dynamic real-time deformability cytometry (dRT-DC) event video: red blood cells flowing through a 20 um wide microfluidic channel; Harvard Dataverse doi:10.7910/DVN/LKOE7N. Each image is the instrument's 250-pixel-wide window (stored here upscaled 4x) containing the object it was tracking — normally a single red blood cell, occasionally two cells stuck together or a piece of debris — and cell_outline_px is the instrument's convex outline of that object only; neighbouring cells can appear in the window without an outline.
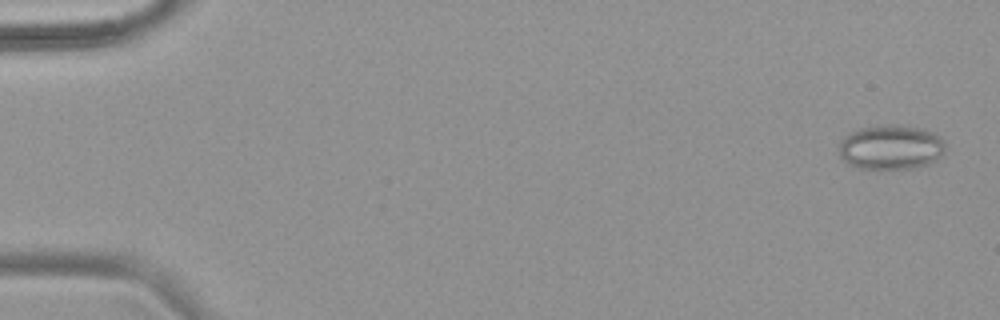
{"species": "common noctule bat (a hibernating species)", "species_latin": "Nyctalus noctula", "temperature_condition": "warm", "stored_images_in_passage": 54, "camera_frame_rate_fps": 3000, "um_per_image_px": 0.085, "animal": {"sex": "female", "body_mass_g": 18.4}, "frame": {"image": 1, "passage_image": 2, "time_ms": 0.333, "image_size_px": [1000, 320], "cell_outline_px": [[944, 156], [928, 164], [912, 168], [856, 168], [848, 164], [840, 156], [840, 140], [848, 132], [860, 128], [880, 124], [900, 124], [924, 128], [932, 132], [944, 140]], "centroid_in_image_um": [75.73, 12.49], "position_along_channel_um": 9.3, "area_um2": 28.09}}
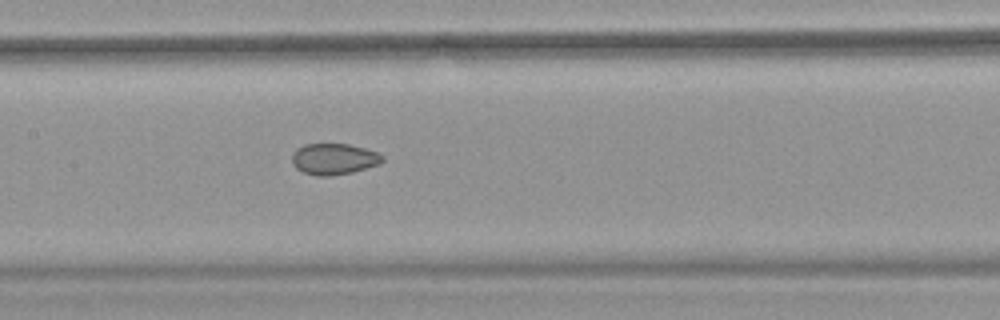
{"frame": {"image": 2, "passage_image": 27, "time_ms": 8.667, "image_size_px": [1000, 320], "cell_outline_px": [[384, 160], [380, 164], [352, 172], [332, 176], [316, 176], [304, 172], [296, 168], [292, 164], [292, 152], [296, 148], [304, 144], [348, 144], [364, 148], [376, 152], [384, 156]], "centroid_in_image_um": [28.36, 13.51], "position_along_channel_um": 179.0, "area_um2": 16.53}}
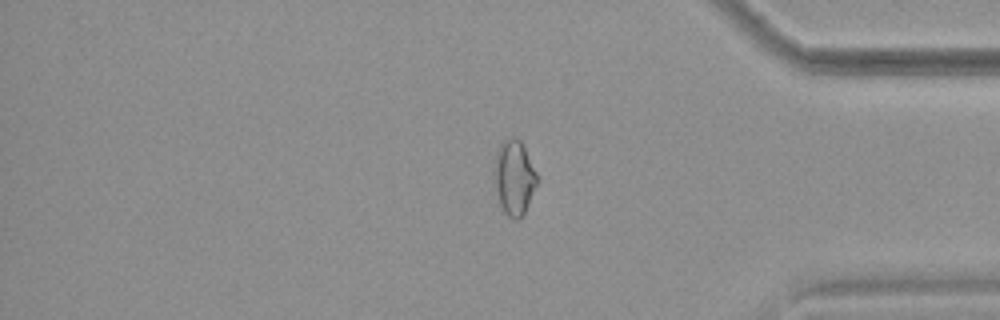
{"frame": {"image": 3, "passage_image": 45, "time_ms": 14.667, "image_size_px": [1000, 320], "cell_outline_px": [[540, 180], [520, 220], [512, 220], [504, 212], [500, 204], [492, 172], [492, 168], [496, 152], [500, 144], [508, 136], [516, 136], [520, 140]], "centroid_in_image_um": [43.69, 15.08], "position_along_channel_um": 391.5, "area_um2": 19.02}, "authors_computed_cell_mechanics": {"area_um2": 19.5075, "velocity_mm_per_s": 3.84, "shape_relaxation_time_tau1_ms": null, "shape_relaxation_time_tau2_ms": 2.3375, "deformation_change_tau1": null, "deformation_change_tau2": 0.0697}}